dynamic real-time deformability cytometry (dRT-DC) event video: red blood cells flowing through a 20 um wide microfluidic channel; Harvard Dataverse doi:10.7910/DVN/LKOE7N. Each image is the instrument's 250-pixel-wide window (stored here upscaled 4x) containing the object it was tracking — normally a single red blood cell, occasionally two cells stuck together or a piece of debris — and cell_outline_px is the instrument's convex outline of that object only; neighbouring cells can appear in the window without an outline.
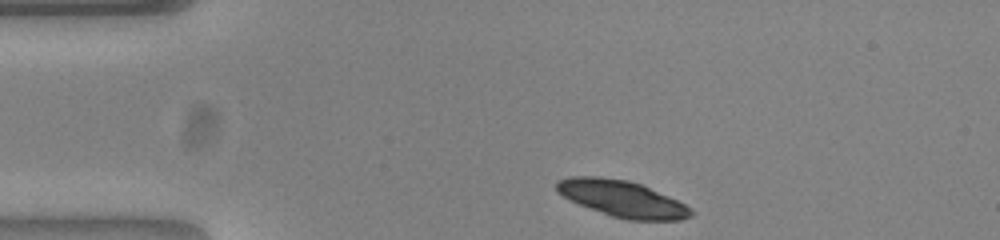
{"species": "common noctule bat (a hibernating species)", "species_latin": "Nyctalus noctula", "temperature_condition": "warm", "stored_images_in_passage": 44, "camera_frame_rate_fps": 3000, "um_per_image_px": 0.085, "animal": {"sex": "female", "body_mass_g": 23.0, "forearm_length_mm": 53.4}, "frame": {"image": 1, "passage_image": 1, "time_ms": 0.0, "image_size_px": [1000, 240], "cell_outline_px": [[696, 212], [692, 216], [680, 220], [628, 220], [612, 216], [568, 200], [556, 192], [556, 180], [572, 176], [600, 176], [628, 180], [640, 184], [668, 196], [692, 208]], "centroid_in_image_um": [52.86, 16.89], "position_along_channel_um": 32.1, "area_um2": 28.55}}